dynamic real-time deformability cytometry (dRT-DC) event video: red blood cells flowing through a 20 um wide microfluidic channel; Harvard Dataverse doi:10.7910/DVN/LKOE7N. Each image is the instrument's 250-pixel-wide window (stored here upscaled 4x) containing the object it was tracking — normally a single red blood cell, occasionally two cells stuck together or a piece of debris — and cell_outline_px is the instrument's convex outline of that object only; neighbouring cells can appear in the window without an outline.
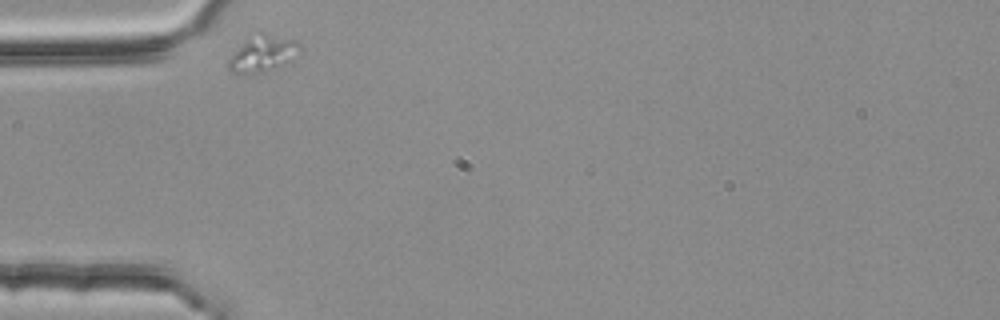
{"species": "common noctule bat (a hibernating species)", "species_latin": "Nyctalus noctula", "temperature_condition": "room temperature", "stored_images_in_passage": 1, "camera_frame_rate_fps": 3000, "um_per_image_px": 0.085, "animal": {"sex": "female", "body_mass_g": 25.1}, "frame": {"image": 1, "passage_image": 1, "time_ms": 0.0, "image_size_px": [1000, 320], "cell_outline_px": [[300, 48], [292, 60], [284, 64], [264, 72], [232, 72], [228, 68], [228, 60], [248, 32], [260, 32], [296, 40], [300, 44]], "centroid_in_image_um": [22.3, 4.49], "position_along_channel_um": 62.7, "area_um2": 15.2}}